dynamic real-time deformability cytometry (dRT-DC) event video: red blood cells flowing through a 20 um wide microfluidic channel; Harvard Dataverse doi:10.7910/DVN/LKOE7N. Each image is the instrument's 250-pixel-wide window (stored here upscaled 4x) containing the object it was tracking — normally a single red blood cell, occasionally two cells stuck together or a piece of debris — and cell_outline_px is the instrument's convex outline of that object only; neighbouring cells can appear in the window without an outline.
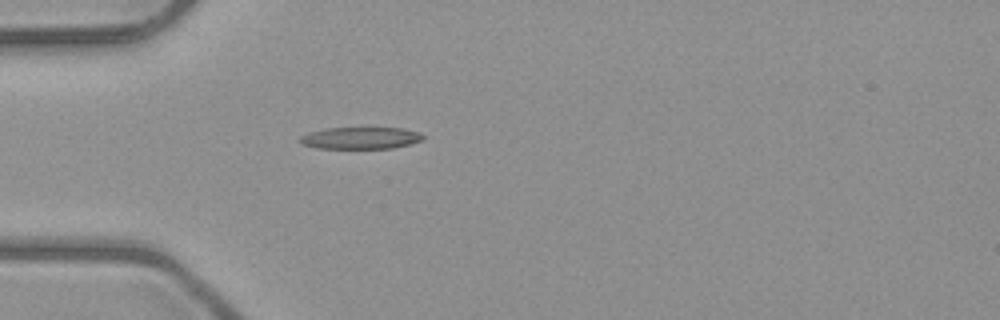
{"species": "common noctule bat (a hibernating species)", "species_latin": "Nyctalus noctula", "temperature_condition": "room temperature", "stored_images_in_passage": 3, "camera_frame_rate_fps": 3000, "um_per_image_px": 0.085, "animal": {"sex": "male", "body_mass_g": 23.1, "forearm_length_mm": 52.7}, "frame": {"image": 1, "passage_image": 3, "time_ms": 3.333, "image_size_px": [1000, 320], "cell_outline_px": [[424, 140], [392, 148], [316, 148], [300, 144], [300, 136], [308, 132], [324, 128], [400, 128], [420, 132], [424, 136]], "centroid_in_image_um": [30.62, 11.73], "position_along_channel_um": 54.4, "area_um2": 15.72}}